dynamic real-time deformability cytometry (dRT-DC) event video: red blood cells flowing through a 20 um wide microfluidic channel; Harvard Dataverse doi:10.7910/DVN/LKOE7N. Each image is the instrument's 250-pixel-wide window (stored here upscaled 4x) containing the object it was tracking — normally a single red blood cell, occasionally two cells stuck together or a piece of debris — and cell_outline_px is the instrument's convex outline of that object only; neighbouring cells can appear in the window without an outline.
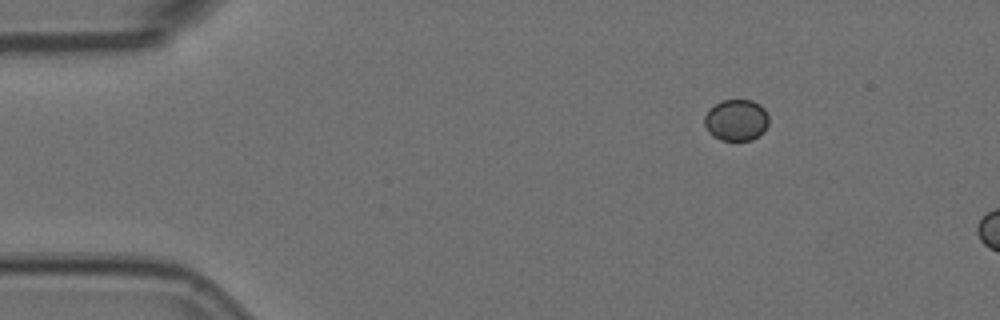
{"species": "Egyptian fruit bat (a non-hibernating species)", "species_latin": "Rousettus aegyptiacus", "temperature_condition": "room temperature", "stored_images_in_passage": 12, "camera_frame_rate_fps": 3000, "um_per_image_px": 0.085, "animal": {"sex": "female"}, "frame": {"image": 1, "passage_image": 1, "time_ms": 0.0, "image_size_px": [1000, 320], "cell_outline_px": [[768, 124], [764, 132], [752, 140], [720, 140], [712, 136], [708, 132], [704, 124], [704, 116], [720, 100], [752, 100], [760, 104], [764, 108], [768, 116]], "centroid_in_image_um": [62.59, 10.22], "position_along_channel_um": 22.4, "area_um2": 15.61}}
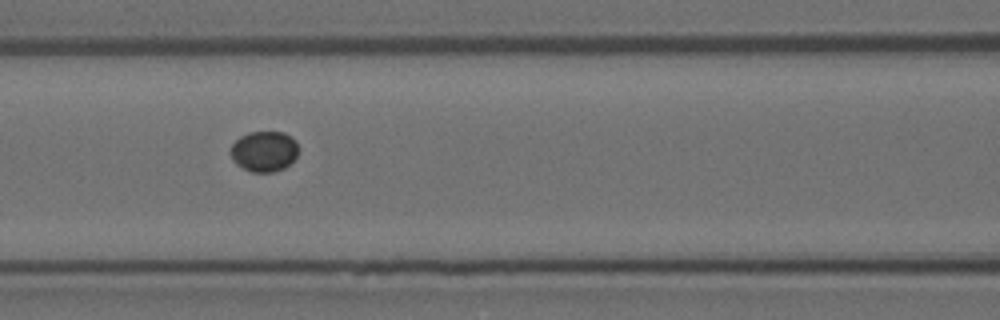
{"frame": {"image": 2, "passage_image": 5, "time_ms": 1.333, "image_size_px": [1000, 320], "cell_outline_px": [[296, 156], [284, 168], [272, 172], [252, 172], [236, 164], [232, 160], [228, 152], [232, 144], [240, 136], [248, 132], [284, 132], [292, 136], [296, 140]], "centroid_in_image_um": [22.4, 12.85], "position_along_channel_um": 144.2, "area_um2": 16.07}}
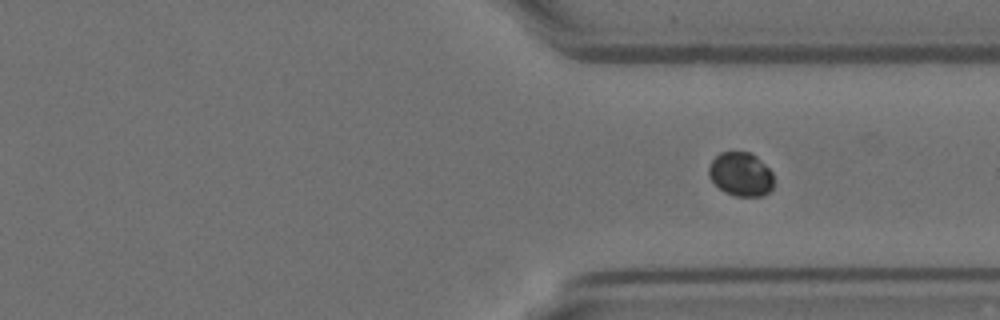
{"frame": {"image": 3, "passage_image": 12, "time_ms": 3.667, "image_size_px": [1000, 320], "cell_outline_px": [[772, 188], [768, 192], [760, 196], [736, 196], [724, 192], [708, 176], [708, 168], [712, 160], [720, 152], [752, 152], [772, 172]], "centroid_in_image_um": [62.95, 14.8], "position_along_channel_um": 348.5, "area_um2": 16.47}}